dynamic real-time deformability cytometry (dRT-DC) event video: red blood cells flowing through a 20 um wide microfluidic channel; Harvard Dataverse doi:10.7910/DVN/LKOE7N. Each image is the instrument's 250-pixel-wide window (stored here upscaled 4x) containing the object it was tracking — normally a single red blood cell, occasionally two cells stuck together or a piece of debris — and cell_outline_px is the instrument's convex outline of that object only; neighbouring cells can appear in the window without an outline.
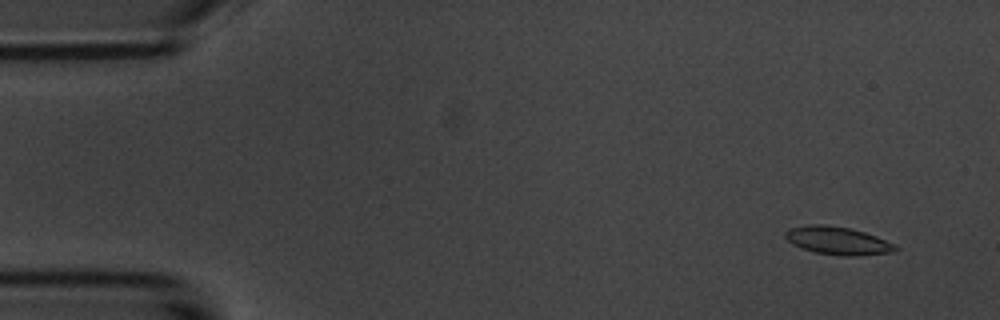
{"species": "common noctule bat (a hibernating species)", "species_latin": "Nyctalus noctula", "temperature_condition": "room temperature", "stored_images_in_passage": 10, "camera_frame_rate_fps": 3000, "um_per_image_px": 0.085, "animal": {"sex": "male", "body_mass_g": 20.1, "forearm_length_mm": 53.5}, "frame": {"image": 1, "passage_image": 2, "time_ms": 1.0, "image_size_px": [1000, 320], "cell_outline_px": [[900, 248], [892, 252], [848, 256], [816, 252], [792, 244], [784, 236], [784, 232], [788, 228], [808, 224], [824, 224], [848, 228], [864, 232], [876, 236], [896, 244]], "centroid_in_image_um": [71.19, 20.43], "position_along_channel_um": 13.8, "area_um2": 17.74}}
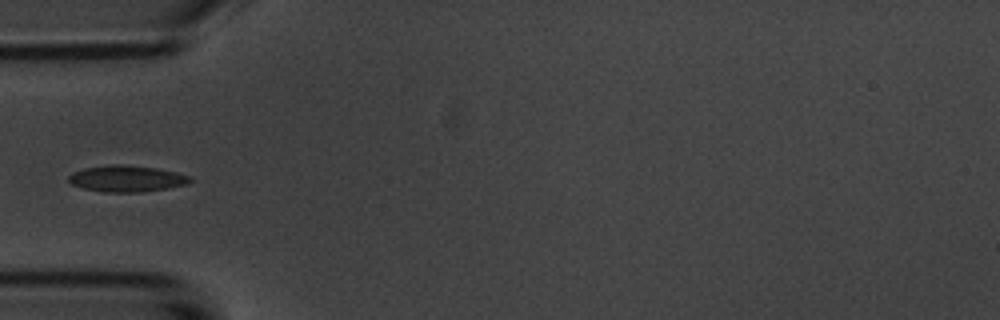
{"frame": {"image": 2, "passage_image": 6, "time_ms": 5.667, "image_size_px": [1000, 320], "cell_outline_px": [[192, 180], [188, 184], [168, 188], [140, 192], [104, 192], [80, 188], [72, 184], [68, 180], [68, 176], [72, 172], [84, 168], [112, 164], [120, 164], [156, 168], [176, 172], [188, 176]], "centroid_in_image_um": [10.73, 15.18], "position_along_channel_um": 74.3, "area_um2": 18.67}}
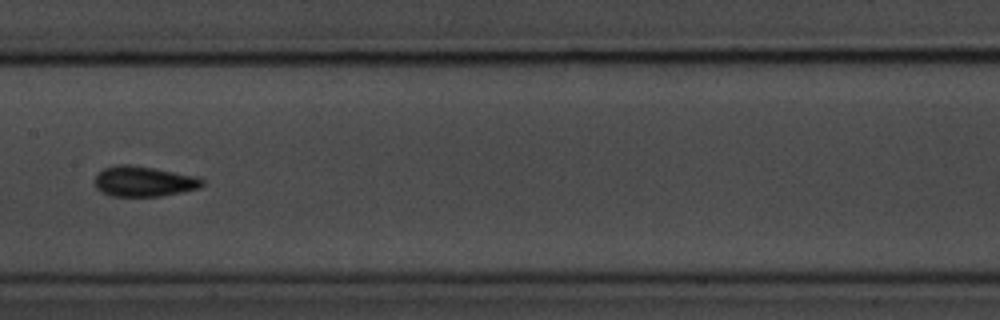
{"frame": {"image": 3, "passage_image": 9, "time_ms": 9.0, "image_size_px": [1000, 320], "cell_outline_px": [[204, 184], [200, 188], [160, 196], [112, 196], [100, 192], [96, 188], [92, 180], [104, 168], [116, 164], [132, 164], [156, 168], [200, 176], [204, 180]], "centroid_in_image_um": [12.22, 15.4], "position_along_channel_um": 195.2, "area_um2": 19.42}}